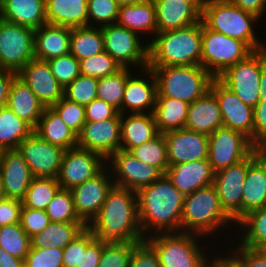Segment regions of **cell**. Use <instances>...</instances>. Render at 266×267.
Masks as SVG:
<instances>
[{
	"label": "cell",
	"mask_w": 266,
	"mask_h": 267,
	"mask_svg": "<svg viewBox=\"0 0 266 267\" xmlns=\"http://www.w3.org/2000/svg\"><path fill=\"white\" fill-rule=\"evenodd\" d=\"M59 189L60 184L57 178L34 177L22 200V206L45 211Z\"/></svg>",
	"instance_id": "cell-41"
},
{
	"label": "cell",
	"mask_w": 266,
	"mask_h": 267,
	"mask_svg": "<svg viewBox=\"0 0 266 267\" xmlns=\"http://www.w3.org/2000/svg\"><path fill=\"white\" fill-rule=\"evenodd\" d=\"M210 91L219 103L223 127L240 132L253 142V108L246 105L218 78L213 79Z\"/></svg>",
	"instance_id": "cell-18"
},
{
	"label": "cell",
	"mask_w": 266,
	"mask_h": 267,
	"mask_svg": "<svg viewBox=\"0 0 266 267\" xmlns=\"http://www.w3.org/2000/svg\"><path fill=\"white\" fill-rule=\"evenodd\" d=\"M103 243L97 241L92 231L86 226L81 231L80 267H98Z\"/></svg>",
	"instance_id": "cell-52"
},
{
	"label": "cell",
	"mask_w": 266,
	"mask_h": 267,
	"mask_svg": "<svg viewBox=\"0 0 266 267\" xmlns=\"http://www.w3.org/2000/svg\"><path fill=\"white\" fill-rule=\"evenodd\" d=\"M223 251L227 253L223 254L224 256L216 252L215 255L212 254L214 257L210 255L209 267H243L242 263L230 251L228 252V249Z\"/></svg>",
	"instance_id": "cell-62"
},
{
	"label": "cell",
	"mask_w": 266,
	"mask_h": 267,
	"mask_svg": "<svg viewBox=\"0 0 266 267\" xmlns=\"http://www.w3.org/2000/svg\"><path fill=\"white\" fill-rule=\"evenodd\" d=\"M129 267H161V265L154 249L146 241H142L133 248Z\"/></svg>",
	"instance_id": "cell-56"
},
{
	"label": "cell",
	"mask_w": 266,
	"mask_h": 267,
	"mask_svg": "<svg viewBox=\"0 0 266 267\" xmlns=\"http://www.w3.org/2000/svg\"><path fill=\"white\" fill-rule=\"evenodd\" d=\"M257 148L243 161L216 171L213 185L221 208L237 224L242 219V192L249 164L263 151Z\"/></svg>",
	"instance_id": "cell-11"
},
{
	"label": "cell",
	"mask_w": 266,
	"mask_h": 267,
	"mask_svg": "<svg viewBox=\"0 0 266 267\" xmlns=\"http://www.w3.org/2000/svg\"><path fill=\"white\" fill-rule=\"evenodd\" d=\"M119 7L116 0H88V26L102 27L116 23Z\"/></svg>",
	"instance_id": "cell-47"
},
{
	"label": "cell",
	"mask_w": 266,
	"mask_h": 267,
	"mask_svg": "<svg viewBox=\"0 0 266 267\" xmlns=\"http://www.w3.org/2000/svg\"><path fill=\"white\" fill-rule=\"evenodd\" d=\"M220 127H223L222 113L215 95L209 90L189 104L184 128L210 135Z\"/></svg>",
	"instance_id": "cell-28"
},
{
	"label": "cell",
	"mask_w": 266,
	"mask_h": 267,
	"mask_svg": "<svg viewBox=\"0 0 266 267\" xmlns=\"http://www.w3.org/2000/svg\"><path fill=\"white\" fill-rule=\"evenodd\" d=\"M45 212L50 222H83L77 215L72 192L59 189L47 205Z\"/></svg>",
	"instance_id": "cell-44"
},
{
	"label": "cell",
	"mask_w": 266,
	"mask_h": 267,
	"mask_svg": "<svg viewBox=\"0 0 266 267\" xmlns=\"http://www.w3.org/2000/svg\"><path fill=\"white\" fill-rule=\"evenodd\" d=\"M253 52L245 42L210 30L202 23L201 66L214 78Z\"/></svg>",
	"instance_id": "cell-8"
},
{
	"label": "cell",
	"mask_w": 266,
	"mask_h": 267,
	"mask_svg": "<svg viewBox=\"0 0 266 267\" xmlns=\"http://www.w3.org/2000/svg\"><path fill=\"white\" fill-rule=\"evenodd\" d=\"M103 244L142 242L137 192L113 185L97 216L87 226Z\"/></svg>",
	"instance_id": "cell-1"
},
{
	"label": "cell",
	"mask_w": 266,
	"mask_h": 267,
	"mask_svg": "<svg viewBox=\"0 0 266 267\" xmlns=\"http://www.w3.org/2000/svg\"><path fill=\"white\" fill-rule=\"evenodd\" d=\"M157 81V97L192 103L209 90L214 77L201 65L149 67Z\"/></svg>",
	"instance_id": "cell-6"
},
{
	"label": "cell",
	"mask_w": 266,
	"mask_h": 267,
	"mask_svg": "<svg viewBox=\"0 0 266 267\" xmlns=\"http://www.w3.org/2000/svg\"><path fill=\"white\" fill-rule=\"evenodd\" d=\"M35 30L0 18V68L18 73L34 54Z\"/></svg>",
	"instance_id": "cell-10"
},
{
	"label": "cell",
	"mask_w": 266,
	"mask_h": 267,
	"mask_svg": "<svg viewBox=\"0 0 266 267\" xmlns=\"http://www.w3.org/2000/svg\"><path fill=\"white\" fill-rule=\"evenodd\" d=\"M86 226L84 222H50L40 233L31 237V247L64 249Z\"/></svg>",
	"instance_id": "cell-35"
},
{
	"label": "cell",
	"mask_w": 266,
	"mask_h": 267,
	"mask_svg": "<svg viewBox=\"0 0 266 267\" xmlns=\"http://www.w3.org/2000/svg\"><path fill=\"white\" fill-rule=\"evenodd\" d=\"M158 134L153 113L121 114V150L129 152Z\"/></svg>",
	"instance_id": "cell-31"
},
{
	"label": "cell",
	"mask_w": 266,
	"mask_h": 267,
	"mask_svg": "<svg viewBox=\"0 0 266 267\" xmlns=\"http://www.w3.org/2000/svg\"><path fill=\"white\" fill-rule=\"evenodd\" d=\"M116 23L130 31L136 32L152 40L157 33L156 9L153 0H146L133 5L119 7ZM152 34V35H151Z\"/></svg>",
	"instance_id": "cell-32"
},
{
	"label": "cell",
	"mask_w": 266,
	"mask_h": 267,
	"mask_svg": "<svg viewBox=\"0 0 266 267\" xmlns=\"http://www.w3.org/2000/svg\"><path fill=\"white\" fill-rule=\"evenodd\" d=\"M235 225V222L221 208L213 184L199 188L184 197L180 232L204 236L203 243L206 245L205 238L207 240L214 237L216 232L220 233L223 230L226 233L227 229L237 228Z\"/></svg>",
	"instance_id": "cell-4"
},
{
	"label": "cell",
	"mask_w": 266,
	"mask_h": 267,
	"mask_svg": "<svg viewBox=\"0 0 266 267\" xmlns=\"http://www.w3.org/2000/svg\"><path fill=\"white\" fill-rule=\"evenodd\" d=\"M20 224L25 233L31 238L45 229L50 224V219L44 210L22 206Z\"/></svg>",
	"instance_id": "cell-53"
},
{
	"label": "cell",
	"mask_w": 266,
	"mask_h": 267,
	"mask_svg": "<svg viewBox=\"0 0 266 267\" xmlns=\"http://www.w3.org/2000/svg\"><path fill=\"white\" fill-rule=\"evenodd\" d=\"M34 129L8 106L0 107V151L16 150Z\"/></svg>",
	"instance_id": "cell-38"
},
{
	"label": "cell",
	"mask_w": 266,
	"mask_h": 267,
	"mask_svg": "<svg viewBox=\"0 0 266 267\" xmlns=\"http://www.w3.org/2000/svg\"><path fill=\"white\" fill-rule=\"evenodd\" d=\"M121 114L114 118L86 122L78 135L77 146L102 155L106 160L120 149Z\"/></svg>",
	"instance_id": "cell-19"
},
{
	"label": "cell",
	"mask_w": 266,
	"mask_h": 267,
	"mask_svg": "<svg viewBox=\"0 0 266 267\" xmlns=\"http://www.w3.org/2000/svg\"><path fill=\"white\" fill-rule=\"evenodd\" d=\"M233 5L241 8L243 11L249 12L259 19L265 16L266 0H229Z\"/></svg>",
	"instance_id": "cell-60"
},
{
	"label": "cell",
	"mask_w": 266,
	"mask_h": 267,
	"mask_svg": "<svg viewBox=\"0 0 266 267\" xmlns=\"http://www.w3.org/2000/svg\"><path fill=\"white\" fill-rule=\"evenodd\" d=\"M81 232L63 249V267H80Z\"/></svg>",
	"instance_id": "cell-59"
},
{
	"label": "cell",
	"mask_w": 266,
	"mask_h": 267,
	"mask_svg": "<svg viewBox=\"0 0 266 267\" xmlns=\"http://www.w3.org/2000/svg\"><path fill=\"white\" fill-rule=\"evenodd\" d=\"M51 108L60 116L66 125L78 136L85 121V106L62 97Z\"/></svg>",
	"instance_id": "cell-49"
},
{
	"label": "cell",
	"mask_w": 266,
	"mask_h": 267,
	"mask_svg": "<svg viewBox=\"0 0 266 267\" xmlns=\"http://www.w3.org/2000/svg\"><path fill=\"white\" fill-rule=\"evenodd\" d=\"M22 201L10 198L0 199V227L20 223Z\"/></svg>",
	"instance_id": "cell-58"
},
{
	"label": "cell",
	"mask_w": 266,
	"mask_h": 267,
	"mask_svg": "<svg viewBox=\"0 0 266 267\" xmlns=\"http://www.w3.org/2000/svg\"><path fill=\"white\" fill-rule=\"evenodd\" d=\"M101 31L104 50L121 68H132L137 71L148 67L149 43L147 39L143 40L144 35L142 38L136 32L117 23L102 26Z\"/></svg>",
	"instance_id": "cell-9"
},
{
	"label": "cell",
	"mask_w": 266,
	"mask_h": 267,
	"mask_svg": "<svg viewBox=\"0 0 266 267\" xmlns=\"http://www.w3.org/2000/svg\"><path fill=\"white\" fill-rule=\"evenodd\" d=\"M119 6H124V5H133L137 3L144 2L146 0H116Z\"/></svg>",
	"instance_id": "cell-65"
},
{
	"label": "cell",
	"mask_w": 266,
	"mask_h": 267,
	"mask_svg": "<svg viewBox=\"0 0 266 267\" xmlns=\"http://www.w3.org/2000/svg\"><path fill=\"white\" fill-rule=\"evenodd\" d=\"M98 79L79 75L64 88V98L86 106L97 98Z\"/></svg>",
	"instance_id": "cell-46"
},
{
	"label": "cell",
	"mask_w": 266,
	"mask_h": 267,
	"mask_svg": "<svg viewBox=\"0 0 266 267\" xmlns=\"http://www.w3.org/2000/svg\"><path fill=\"white\" fill-rule=\"evenodd\" d=\"M208 141L207 159L214 172L243 161L258 148L242 133L226 127L208 135Z\"/></svg>",
	"instance_id": "cell-12"
},
{
	"label": "cell",
	"mask_w": 266,
	"mask_h": 267,
	"mask_svg": "<svg viewBox=\"0 0 266 267\" xmlns=\"http://www.w3.org/2000/svg\"><path fill=\"white\" fill-rule=\"evenodd\" d=\"M262 50L254 51L245 60L228 67L217 77L246 105L254 108L260 99Z\"/></svg>",
	"instance_id": "cell-13"
},
{
	"label": "cell",
	"mask_w": 266,
	"mask_h": 267,
	"mask_svg": "<svg viewBox=\"0 0 266 267\" xmlns=\"http://www.w3.org/2000/svg\"><path fill=\"white\" fill-rule=\"evenodd\" d=\"M169 166L208 158V135L186 128L163 133Z\"/></svg>",
	"instance_id": "cell-21"
},
{
	"label": "cell",
	"mask_w": 266,
	"mask_h": 267,
	"mask_svg": "<svg viewBox=\"0 0 266 267\" xmlns=\"http://www.w3.org/2000/svg\"><path fill=\"white\" fill-rule=\"evenodd\" d=\"M17 76L29 86L45 107H51L64 97V88L52 74L47 61L34 58Z\"/></svg>",
	"instance_id": "cell-22"
},
{
	"label": "cell",
	"mask_w": 266,
	"mask_h": 267,
	"mask_svg": "<svg viewBox=\"0 0 266 267\" xmlns=\"http://www.w3.org/2000/svg\"><path fill=\"white\" fill-rule=\"evenodd\" d=\"M0 18L38 29L47 23L45 0H0Z\"/></svg>",
	"instance_id": "cell-29"
},
{
	"label": "cell",
	"mask_w": 266,
	"mask_h": 267,
	"mask_svg": "<svg viewBox=\"0 0 266 267\" xmlns=\"http://www.w3.org/2000/svg\"><path fill=\"white\" fill-rule=\"evenodd\" d=\"M33 177L58 178L64 149L50 144L32 132L18 148Z\"/></svg>",
	"instance_id": "cell-16"
},
{
	"label": "cell",
	"mask_w": 266,
	"mask_h": 267,
	"mask_svg": "<svg viewBox=\"0 0 266 267\" xmlns=\"http://www.w3.org/2000/svg\"><path fill=\"white\" fill-rule=\"evenodd\" d=\"M0 177L5 196L20 201L34 178L18 149L0 151Z\"/></svg>",
	"instance_id": "cell-23"
},
{
	"label": "cell",
	"mask_w": 266,
	"mask_h": 267,
	"mask_svg": "<svg viewBox=\"0 0 266 267\" xmlns=\"http://www.w3.org/2000/svg\"><path fill=\"white\" fill-rule=\"evenodd\" d=\"M238 243L254 249H266V206L249 212L237 224ZM241 232V234H240ZM240 237V238H239Z\"/></svg>",
	"instance_id": "cell-37"
},
{
	"label": "cell",
	"mask_w": 266,
	"mask_h": 267,
	"mask_svg": "<svg viewBox=\"0 0 266 267\" xmlns=\"http://www.w3.org/2000/svg\"><path fill=\"white\" fill-rule=\"evenodd\" d=\"M253 143L258 148H266V97H260L253 108Z\"/></svg>",
	"instance_id": "cell-55"
},
{
	"label": "cell",
	"mask_w": 266,
	"mask_h": 267,
	"mask_svg": "<svg viewBox=\"0 0 266 267\" xmlns=\"http://www.w3.org/2000/svg\"><path fill=\"white\" fill-rule=\"evenodd\" d=\"M233 243L230 251L241 263L243 267H266V249H254ZM237 245V246H236Z\"/></svg>",
	"instance_id": "cell-54"
},
{
	"label": "cell",
	"mask_w": 266,
	"mask_h": 267,
	"mask_svg": "<svg viewBox=\"0 0 266 267\" xmlns=\"http://www.w3.org/2000/svg\"><path fill=\"white\" fill-rule=\"evenodd\" d=\"M157 94V81L153 71L149 67L134 71L125 85L122 114L153 113Z\"/></svg>",
	"instance_id": "cell-20"
},
{
	"label": "cell",
	"mask_w": 266,
	"mask_h": 267,
	"mask_svg": "<svg viewBox=\"0 0 266 267\" xmlns=\"http://www.w3.org/2000/svg\"><path fill=\"white\" fill-rule=\"evenodd\" d=\"M258 20L229 0H205L201 10V21L208 29L239 39L253 51L266 48L265 40H259L255 31Z\"/></svg>",
	"instance_id": "cell-5"
},
{
	"label": "cell",
	"mask_w": 266,
	"mask_h": 267,
	"mask_svg": "<svg viewBox=\"0 0 266 267\" xmlns=\"http://www.w3.org/2000/svg\"><path fill=\"white\" fill-rule=\"evenodd\" d=\"M203 237L194 233L170 232L148 236L145 241L156 252L161 267H209L211 254L200 245Z\"/></svg>",
	"instance_id": "cell-7"
},
{
	"label": "cell",
	"mask_w": 266,
	"mask_h": 267,
	"mask_svg": "<svg viewBox=\"0 0 266 267\" xmlns=\"http://www.w3.org/2000/svg\"><path fill=\"white\" fill-rule=\"evenodd\" d=\"M266 206V150L248 166L242 192V218Z\"/></svg>",
	"instance_id": "cell-27"
},
{
	"label": "cell",
	"mask_w": 266,
	"mask_h": 267,
	"mask_svg": "<svg viewBox=\"0 0 266 267\" xmlns=\"http://www.w3.org/2000/svg\"><path fill=\"white\" fill-rule=\"evenodd\" d=\"M114 185L135 192L158 180L163 173L155 166L141 162L130 152L119 149L106 160Z\"/></svg>",
	"instance_id": "cell-14"
},
{
	"label": "cell",
	"mask_w": 266,
	"mask_h": 267,
	"mask_svg": "<svg viewBox=\"0 0 266 267\" xmlns=\"http://www.w3.org/2000/svg\"><path fill=\"white\" fill-rule=\"evenodd\" d=\"M184 197L165 174L137 191L138 217L144 238L180 232Z\"/></svg>",
	"instance_id": "cell-2"
},
{
	"label": "cell",
	"mask_w": 266,
	"mask_h": 267,
	"mask_svg": "<svg viewBox=\"0 0 266 267\" xmlns=\"http://www.w3.org/2000/svg\"><path fill=\"white\" fill-rule=\"evenodd\" d=\"M34 132L46 142L64 150L77 146L78 136L51 107L44 109Z\"/></svg>",
	"instance_id": "cell-34"
},
{
	"label": "cell",
	"mask_w": 266,
	"mask_h": 267,
	"mask_svg": "<svg viewBox=\"0 0 266 267\" xmlns=\"http://www.w3.org/2000/svg\"><path fill=\"white\" fill-rule=\"evenodd\" d=\"M113 185L111 172L106 166L96 176L70 190L76 213L87 226L99 213Z\"/></svg>",
	"instance_id": "cell-17"
},
{
	"label": "cell",
	"mask_w": 266,
	"mask_h": 267,
	"mask_svg": "<svg viewBox=\"0 0 266 267\" xmlns=\"http://www.w3.org/2000/svg\"><path fill=\"white\" fill-rule=\"evenodd\" d=\"M176 3L181 2V1H186V2H205V0H171Z\"/></svg>",
	"instance_id": "cell-67"
},
{
	"label": "cell",
	"mask_w": 266,
	"mask_h": 267,
	"mask_svg": "<svg viewBox=\"0 0 266 267\" xmlns=\"http://www.w3.org/2000/svg\"><path fill=\"white\" fill-rule=\"evenodd\" d=\"M259 85L260 97H266V48L262 49V72Z\"/></svg>",
	"instance_id": "cell-64"
},
{
	"label": "cell",
	"mask_w": 266,
	"mask_h": 267,
	"mask_svg": "<svg viewBox=\"0 0 266 267\" xmlns=\"http://www.w3.org/2000/svg\"><path fill=\"white\" fill-rule=\"evenodd\" d=\"M188 108L189 103L184 101L169 97H157L153 115L158 132L165 133L184 128Z\"/></svg>",
	"instance_id": "cell-36"
},
{
	"label": "cell",
	"mask_w": 266,
	"mask_h": 267,
	"mask_svg": "<svg viewBox=\"0 0 266 267\" xmlns=\"http://www.w3.org/2000/svg\"><path fill=\"white\" fill-rule=\"evenodd\" d=\"M148 67L201 65L202 21L148 40Z\"/></svg>",
	"instance_id": "cell-3"
},
{
	"label": "cell",
	"mask_w": 266,
	"mask_h": 267,
	"mask_svg": "<svg viewBox=\"0 0 266 267\" xmlns=\"http://www.w3.org/2000/svg\"><path fill=\"white\" fill-rule=\"evenodd\" d=\"M215 172L208 159L171 165L165 175L184 195L213 184Z\"/></svg>",
	"instance_id": "cell-25"
},
{
	"label": "cell",
	"mask_w": 266,
	"mask_h": 267,
	"mask_svg": "<svg viewBox=\"0 0 266 267\" xmlns=\"http://www.w3.org/2000/svg\"><path fill=\"white\" fill-rule=\"evenodd\" d=\"M7 106L33 129L46 108L29 86L18 76L11 83Z\"/></svg>",
	"instance_id": "cell-30"
},
{
	"label": "cell",
	"mask_w": 266,
	"mask_h": 267,
	"mask_svg": "<svg viewBox=\"0 0 266 267\" xmlns=\"http://www.w3.org/2000/svg\"><path fill=\"white\" fill-rule=\"evenodd\" d=\"M138 243L103 244L98 267H129L133 248Z\"/></svg>",
	"instance_id": "cell-48"
},
{
	"label": "cell",
	"mask_w": 266,
	"mask_h": 267,
	"mask_svg": "<svg viewBox=\"0 0 266 267\" xmlns=\"http://www.w3.org/2000/svg\"><path fill=\"white\" fill-rule=\"evenodd\" d=\"M133 69L121 68L112 75L98 79L97 98L104 100L122 114V100L127 78Z\"/></svg>",
	"instance_id": "cell-40"
},
{
	"label": "cell",
	"mask_w": 266,
	"mask_h": 267,
	"mask_svg": "<svg viewBox=\"0 0 266 267\" xmlns=\"http://www.w3.org/2000/svg\"><path fill=\"white\" fill-rule=\"evenodd\" d=\"M17 73L0 68V107L7 106L9 90Z\"/></svg>",
	"instance_id": "cell-61"
},
{
	"label": "cell",
	"mask_w": 266,
	"mask_h": 267,
	"mask_svg": "<svg viewBox=\"0 0 266 267\" xmlns=\"http://www.w3.org/2000/svg\"><path fill=\"white\" fill-rule=\"evenodd\" d=\"M23 264L26 267H63V249L30 247Z\"/></svg>",
	"instance_id": "cell-51"
},
{
	"label": "cell",
	"mask_w": 266,
	"mask_h": 267,
	"mask_svg": "<svg viewBox=\"0 0 266 267\" xmlns=\"http://www.w3.org/2000/svg\"><path fill=\"white\" fill-rule=\"evenodd\" d=\"M70 53L82 60L104 51L101 27L82 26L71 28Z\"/></svg>",
	"instance_id": "cell-39"
},
{
	"label": "cell",
	"mask_w": 266,
	"mask_h": 267,
	"mask_svg": "<svg viewBox=\"0 0 266 267\" xmlns=\"http://www.w3.org/2000/svg\"><path fill=\"white\" fill-rule=\"evenodd\" d=\"M156 9L157 33L198 23L204 2L153 0Z\"/></svg>",
	"instance_id": "cell-24"
},
{
	"label": "cell",
	"mask_w": 266,
	"mask_h": 267,
	"mask_svg": "<svg viewBox=\"0 0 266 267\" xmlns=\"http://www.w3.org/2000/svg\"><path fill=\"white\" fill-rule=\"evenodd\" d=\"M71 28L45 24L35 29V59L48 61L70 53Z\"/></svg>",
	"instance_id": "cell-26"
},
{
	"label": "cell",
	"mask_w": 266,
	"mask_h": 267,
	"mask_svg": "<svg viewBox=\"0 0 266 267\" xmlns=\"http://www.w3.org/2000/svg\"><path fill=\"white\" fill-rule=\"evenodd\" d=\"M106 167V159L93 151L78 146L63 153L58 183L61 189L73 187L93 178Z\"/></svg>",
	"instance_id": "cell-15"
},
{
	"label": "cell",
	"mask_w": 266,
	"mask_h": 267,
	"mask_svg": "<svg viewBox=\"0 0 266 267\" xmlns=\"http://www.w3.org/2000/svg\"><path fill=\"white\" fill-rule=\"evenodd\" d=\"M79 62L80 74L96 79L112 75L121 69L118 63L105 50Z\"/></svg>",
	"instance_id": "cell-45"
},
{
	"label": "cell",
	"mask_w": 266,
	"mask_h": 267,
	"mask_svg": "<svg viewBox=\"0 0 266 267\" xmlns=\"http://www.w3.org/2000/svg\"><path fill=\"white\" fill-rule=\"evenodd\" d=\"M141 162L157 167L163 174L169 167L167 145L163 133L129 151Z\"/></svg>",
	"instance_id": "cell-42"
},
{
	"label": "cell",
	"mask_w": 266,
	"mask_h": 267,
	"mask_svg": "<svg viewBox=\"0 0 266 267\" xmlns=\"http://www.w3.org/2000/svg\"><path fill=\"white\" fill-rule=\"evenodd\" d=\"M119 111L102 99L96 98L85 106V121L96 122L114 118Z\"/></svg>",
	"instance_id": "cell-57"
},
{
	"label": "cell",
	"mask_w": 266,
	"mask_h": 267,
	"mask_svg": "<svg viewBox=\"0 0 266 267\" xmlns=\"http://www.w3.org/2000/svg\"><path fill=\"white\" fill-rule=\"evenodd\" d=\"M22 265L23 259L10 255L0 247V267H21Z\"/></svg>",
	"instance_id": "cell-63"
},
{
	"label": "cell",
	"mask_w": 266,
	"mask_h": 267,
	"mask_svg": "<svg viewBox=\"0 0 266 267\" xmlns=\"http://www.w3.org/2000/svg\"><path fill=\"white\" fill-rule=\"evenodd\" d=\"M5 191H4V186H3V182L2 179L0 177V199L5 198Z\"/></svg>",
	"instance_id": "cell-66"
},
{
	"label": "cell",
	"mask_w": 266,
	"mask_h": 267,
	"mask_svg": "<svg viewBox=\"0 0 266 267\" xmlns=\"http://www.w3.org/2000/svg\"><path fill=\"white\" fill-rule=\"evenodd\" d=\"M52 74L65 88L80 75V62L71 54H66L47 61Z\"/></svg>",
	"instance_id": "cell-50"
},
{
	"label": "cell",
	"mask_w": 266,
	"mask_h": 267,
	"mask_svg": "<svg viewBox=\"0 0 266 267\" xmlns=\"http://www.w3.org/2000/svg\"><path fill=\"white\" fill-rule=\"evenodd\" d=\"M47 24L69 28L88 26V0H45Z\"/></svg>",
	"instance_id": "cell-33"
},
{
	"label": "cell",
	"mask_w": 266,
	"mask_h": 267,
	"mask_svg": "<svg viewBox=\"0 0 266 267\" xmlns=\"http://www.w3.org/2000/svg\"><path fill=\"white\" fill-rule=\"evenodd\" d=\"M0 247L10 255L24 260L31 247V238L20 223L1 226Z\"/></svg>",
	"instance_id": "cell-43"
}]
</instances>
